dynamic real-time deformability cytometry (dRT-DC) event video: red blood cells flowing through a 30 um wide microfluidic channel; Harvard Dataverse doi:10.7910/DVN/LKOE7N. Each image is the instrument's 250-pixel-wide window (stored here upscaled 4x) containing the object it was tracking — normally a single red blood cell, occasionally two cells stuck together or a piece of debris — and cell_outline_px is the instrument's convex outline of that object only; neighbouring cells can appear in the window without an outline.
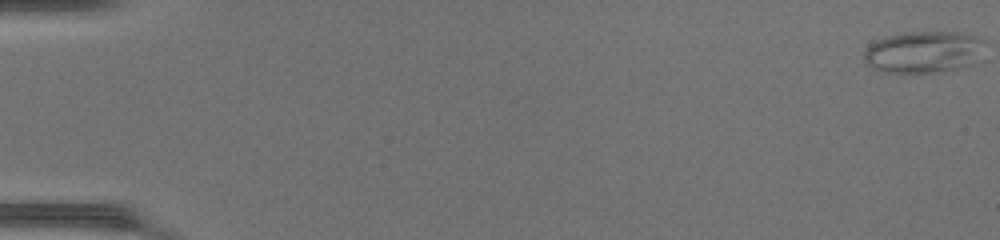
{"species": "common noctule bat (a hibernating species)", "species_latin": "Nyctalus noctula", "temperature_condition": "warm", "stored_images_in_passage": 50, "camera_frame_rate_fps": 3000, "um_per_image_px": 0.085, "animal": {"sex": "female", "body_mass_g": 17.0, "forearm_length_mm": 48.0}, "frame": {"image": 1, "passage_image": 1, "time_ms": 0.0, "image_size_px": [1000, 240], "cell_outline_px": [[968, 36], [960, 52], [948, 68], [928, 72], [892, 72], [876, 68], [864, 56], [864, 52], [872, 44], [880, 40], [892, 36], [920, 32], [940, 32]], "centroid_in_image_um": [77.84, 4.41], "position_along_channel_um": 7.2, "area_um2": 23.18}}
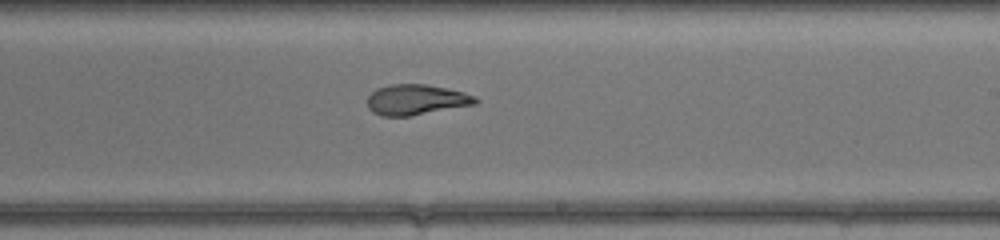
{"frame": {"image": 2, "passage_image": 31, "time_ms": 10.0, "image_size_px": [1000, 240], "cell_outline_px": [[480, 100], [476, 104], [408, 116], [380, 116], [372, 112], [368, 108], [368, 96], [376, 88], [392, 84], [424, 84], [464, 92], [476, 96]], "centroid_in_image_um": [35.36, 8.48], "position_along_channel_um": 253.6, "area_um2": 19.13}}
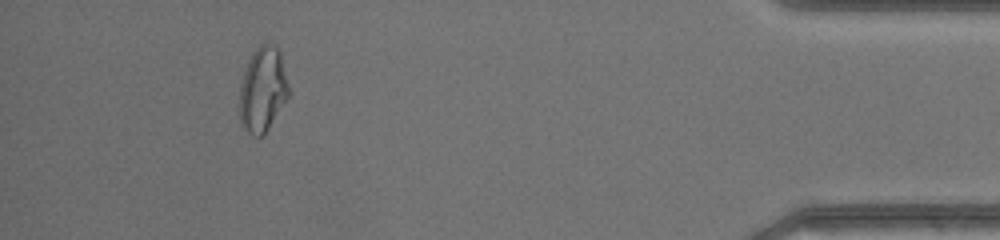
{"frame": {"image": 3, "passage_image": 46, "time_ms": 15.0, "image_size_px": [1000, 240], "cell_outline_px": [[292, 92], [268, 128], [260, 136], [252, 136], [240, 124], [240, 84], [244, 68], [252, 52], [260, 44], [268, 44], [276, 48], [280, 52]], "centroid_in_image_um": [22.34, 7.6], "position_along_channel_um": 412.9, "area_um2": 24.51}, "authors_computed_cell_mechanics": {"area_um2": 21.0681, "velocity_mm_per_s": 4.3106, "shape_relaxation_time_tau1_ms": null, "shape_relaxation_time_tau2_ms": 1.6648, "deformation_change_tau1": null, "deformation_change_tau2": 0.092}}